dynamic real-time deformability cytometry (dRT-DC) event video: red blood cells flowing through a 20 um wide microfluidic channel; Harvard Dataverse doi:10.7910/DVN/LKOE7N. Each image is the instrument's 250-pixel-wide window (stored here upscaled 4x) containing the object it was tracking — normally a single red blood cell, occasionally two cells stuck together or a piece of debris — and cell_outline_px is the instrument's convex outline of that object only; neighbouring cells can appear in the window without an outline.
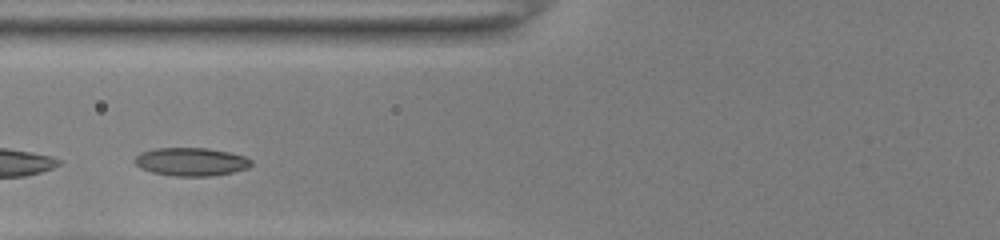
{"species": "common noctule bat (a hibernating species)", "species_latin": "Nyctalus noctula", "temperature_condition": "room temperature", "stored_images_in_passage": 32, "camera_frame_rate_fps": 3000, "um_per_image_px": 0.085, "animal": {"sex": "female", "body_mass_g": 22.0, "forearm_length_mm": 56.7}, "frame": {"image": 1, "passage_image": 7, "time_ms": 2.0, "image_size_px": [1000, 240], "cell_outline_px": [[252, 164], [248, 168], [232, 172], [212, 176], [176, 176], [152, 172], [140, 168], [132, 160], [140, 152], [152, 148], [208, 148], [228, 152], [244, 156], [252, 160]], "centroid_in_image_um": [16.22, 13.74], "position_along_channel_um": 109.6, "area_um2": 19.25}}
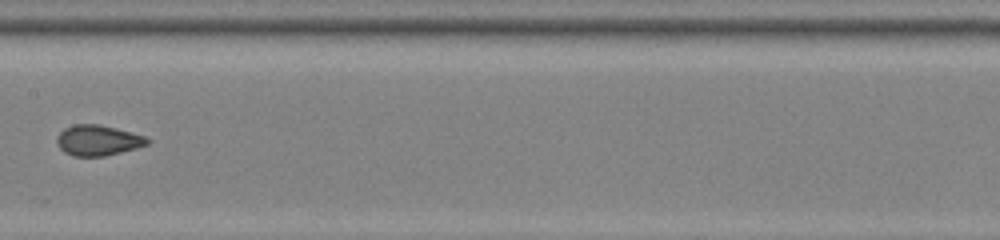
{"frame": {"image": 2, "passage_image": 11, "time_ms": 3.333, "image_size_px": [1000, 240], "cell_outline_px": [[152, 140], [148, 144], [136, 148], [104, 156], [72, 156], [64, 152], [60, 148], [56, 140], [56, 136], [64, 128], [72, 124], [100, 124], [116, 128], [144, 136]], "centroid_in_image_um": [8.3, 11.92], "position_along_channel_um": 199.1, "area_um2": 16.13}}
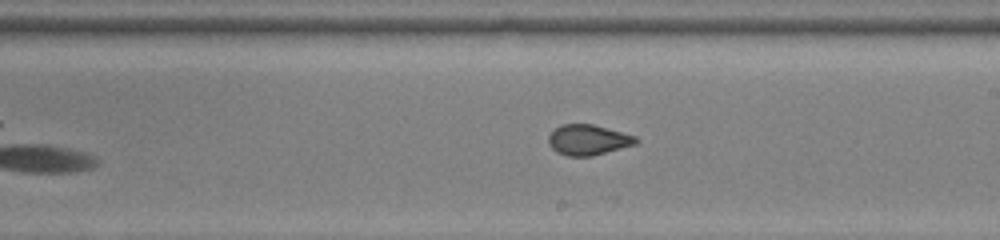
{"frame": {"image": 3, "passage_image": 14, "time_ms": 4.333, "image_size_px": [1000, 240], "cell_outline_px": [[640, 140], [636, 144], [592, 156], [568, 156], [556, 152], [548, 144], [548, 136], [560, 124], [592, 124], [636, 136]], "centroid_in_image_um": [49.98, 11.89], "position_along_channel_um": 239.0, "area_um2": 15.49}}